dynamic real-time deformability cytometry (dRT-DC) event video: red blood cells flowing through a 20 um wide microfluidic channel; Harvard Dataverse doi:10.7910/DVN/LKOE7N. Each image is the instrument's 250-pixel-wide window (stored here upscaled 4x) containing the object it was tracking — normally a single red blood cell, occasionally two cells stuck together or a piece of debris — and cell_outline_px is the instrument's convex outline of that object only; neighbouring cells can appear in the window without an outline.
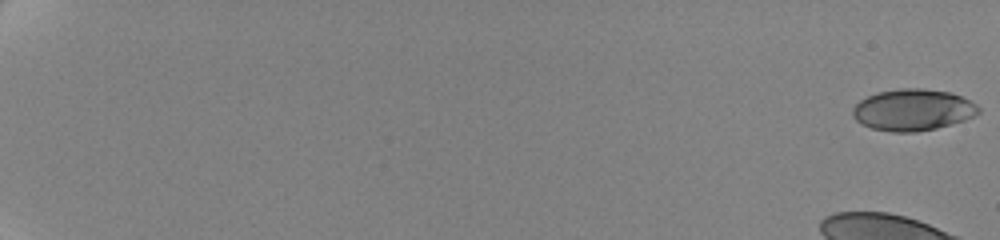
{"species": "human", "species_latin": "Homo sapiens", "temperature_condition": "cold", "stored_images_in_passage": 40, "camera_frame_rate_fps": 3000, "um_per_image_px": 0.085, "donor": {"sex": "female"}, "frame": {"image": 1, "passage_image": 1, "time_ms": 0.0, "image_size_px": [1000, 240], "cell_outline_px": [[980, 112], [964, 120], [936, 128], [916, 132], [892, 132], [872, 128], [856, 120], [852, 116], [852, 108], [860, 100], [876, 92], [900, 88], [920, 88], [948, 92], [960, 96], [976, 104], [980, 108]], "centroid_in_image_um": [77.57, 9.33], "position_along_channel_um": 7.4, "area_um2": 30.29}}